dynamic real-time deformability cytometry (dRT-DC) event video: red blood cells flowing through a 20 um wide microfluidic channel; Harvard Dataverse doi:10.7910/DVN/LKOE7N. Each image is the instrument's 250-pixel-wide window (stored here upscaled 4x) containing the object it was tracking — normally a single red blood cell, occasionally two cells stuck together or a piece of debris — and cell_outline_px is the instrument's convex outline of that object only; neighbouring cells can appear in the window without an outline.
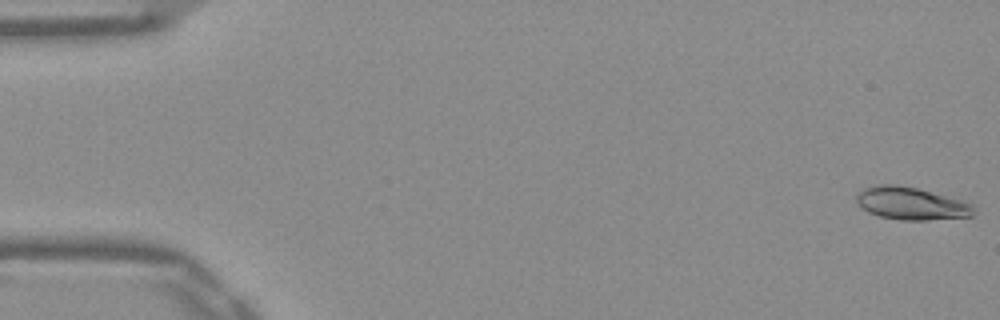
{"species": "Egyptian fruit bat (a non-hibernating species)", "species_latin": "Rousettus aegyptiacus", "temperature_condition": "warm", "stored_images_in_passage": 17, "camera_frame_rate_fps": 3000, "um_per_image_px": 0.085, "frame": {"image": 1, "passage_image": 1, "time_ms": 0.0, "image_size_px": [1000, 320], "cell_outline_px": [[976, 208], [972, 216], [924, 220], [900, 220], [880, 216], [868, 212], [856, 200], [856, 196], [864, 188], [876, 184], [892, 184], [916, 188], [964, 200], [972, 204]], "centroid_in_image_um": [77.48, 17.29], "position_along_channel_um": 7.5, "area_um2": 22.14}}
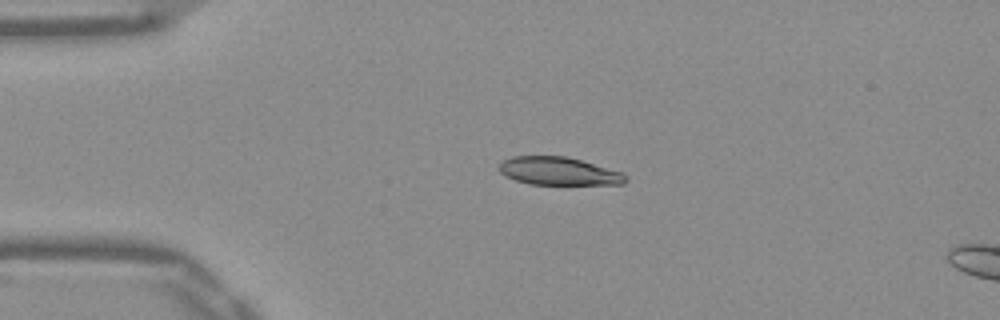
{"frame": {"image": 2, "passage_image": 12, "time_ms": 3.667, "image_size_px": [1000, 320], "cell_outline_px": [[628, 180], [624, 184], [528, 184], [504, 176], [500, 172], [500, 164], [504, 160], [512, 156], [568, 156], [624, 172], [628, 176]], "centroid_in_image_um": [47.54, 14.54], "position_along_channel_um": 37.5, "area_um2": 20.81}}